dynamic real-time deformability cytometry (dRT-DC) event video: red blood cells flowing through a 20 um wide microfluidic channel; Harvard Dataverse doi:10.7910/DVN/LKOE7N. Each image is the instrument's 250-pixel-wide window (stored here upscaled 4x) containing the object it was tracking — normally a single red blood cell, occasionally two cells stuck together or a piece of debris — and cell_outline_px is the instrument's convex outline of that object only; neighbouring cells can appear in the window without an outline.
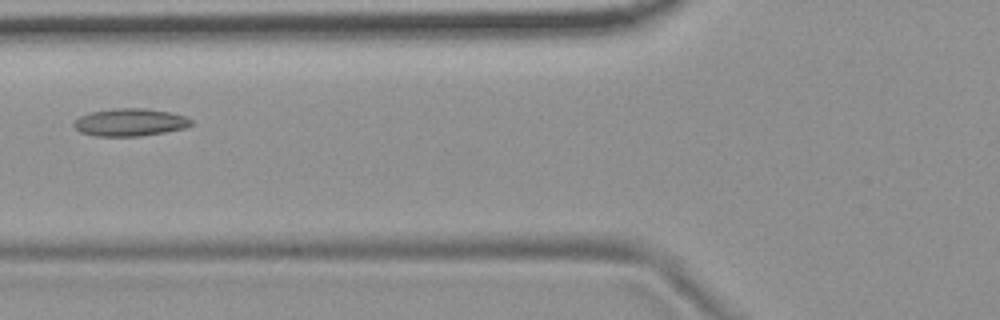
{"species": "common noctule bat (a hibernating species)", "species_latin": "Nyctalus noctula", "temperature_condition": "room temperature", "stored_images_in_passage": 5, "camera_frame_rate_fps": 3000, "um_per_image_px": 0.085, "animal": {"sex": "female", "body_mass_g": 19.9}, "frame": {"image": 1, "passage_image": 4, "time_ms": 1.0, "image_size_px": [1000, 320], "cell_outline_px": [[192, 124], [184, 128], [164, 132], [140, 136], [96, 136], [80, 132], [72, 124], [80, 116], [88, 112], [112, 108], [144, 108], [168, 112], [184, 116], [192, 120]], "centroid_in_image_um": [11.01, 10.39], "position_along_channel_um": 114.8, "area_um2": 18.79}}
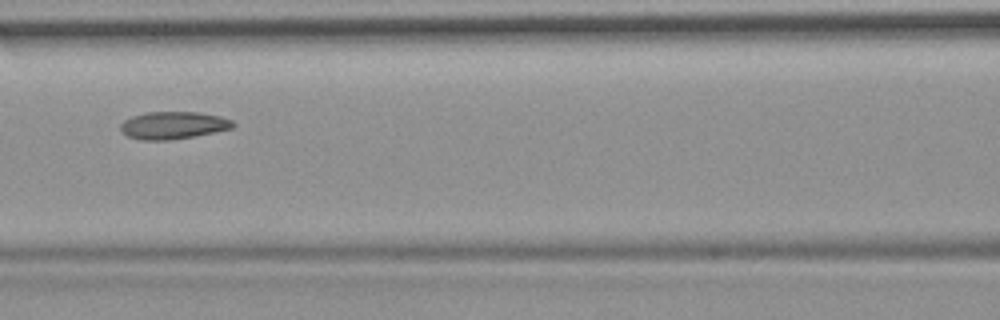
{"frame": {"image": 2, "passage_image": 5, "time_ms": 1.333, "image_size_px": [1000, 320], "cell_outline_px": [[236, 124], [232, 128], [192, 136], [168, 140], [140, 140], [128, 136], [120, 128], [120, 124], [124, 120], [132, 116], [148, 112], [200, 112], [220, 116], [232, 120]], "centroid_in_image_um": [14.72, 10.64], "position_along_channel_um": 151.9, "area_um2": 17.8}}